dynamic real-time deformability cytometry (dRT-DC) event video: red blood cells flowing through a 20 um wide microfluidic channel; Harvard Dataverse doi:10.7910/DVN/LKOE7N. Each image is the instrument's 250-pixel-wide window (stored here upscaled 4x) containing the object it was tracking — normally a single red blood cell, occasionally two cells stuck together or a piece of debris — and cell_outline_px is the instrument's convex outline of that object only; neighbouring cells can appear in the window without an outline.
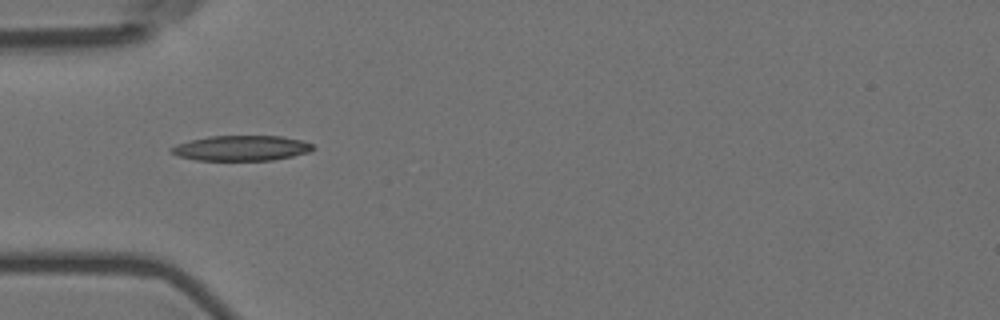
{"species": "Egyptian fruit bat (a non-hibernating species)", "species_latin": "Rousettus aegyptiacus", "temperature_condition": "room temperature", "stored_images_in_passage": 11, "camera_frame_rate_fps": 3000, "um_per_image_px": 0.085, "animal": {"sex": "female"}, "frame": {"image": 1, "passage_image": 5, "time_ms": 1.333, "image_size_px": [1000, 320], "cell_outline_px": [[316, 148], [308, 152], [292, 156], [272, 160], [196, 160], [176, 156], [168, 152], [168, 148], [176, 144], [208, 136], [284, 136], [300, 140], [312, 144]], "centroid_in_image_um": [20.46, 12.59], "position_along_channel_um": 64.5, "area_um2": 20.92}}
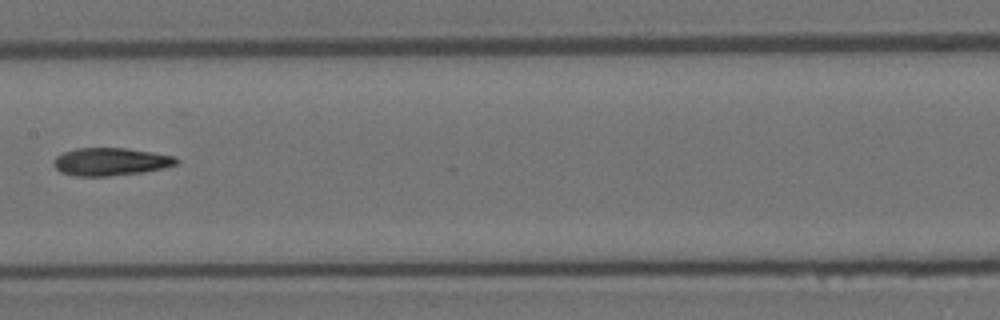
{"frame": {"image": 2, "passage_image": 8, "time_ms": 2.333, "image_size_px": [1000, 320], "cell_outline_px": [[180, 160], [176, 164], [164, 168], [144, 172], [108, 176], [76, 176], [60, 172], [52, 164], [52, 160], [56, 156], [64, 152], [76, 148], [128, 148], [176, 156]], "centroid_in_image_um": [9.4, 13.74], "position_along_channel_um": 198.0, "area_um2": 20.06}}
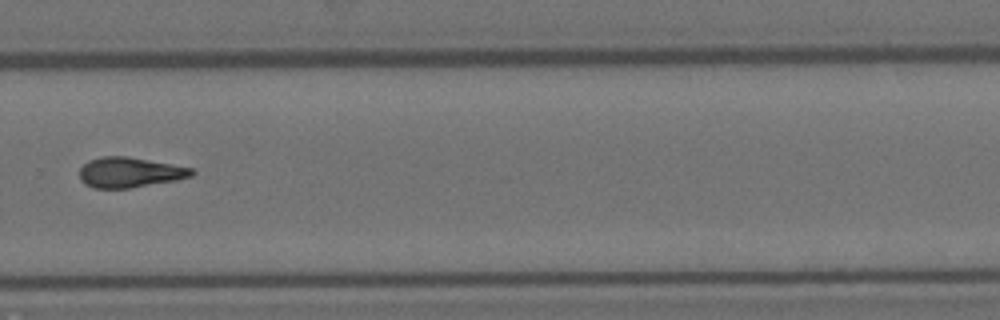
{"frame": {"image": 3, "passage_image": 11, "time_ms": 3.333, "image_size_px": [1000, 320], "cell_outline_px": [[196, 172], [192, 176], [176, 180], [132, 188], [92, 188], [84, 184], [80, 180], [80, 168], [88, 160], [100, 156], [128, 156], [172, 164], [192, 168]], "centroid_in_image_um": [11.01, 14.65], "position_along_channel_um": 318.8, "area_um2": 19.94}}